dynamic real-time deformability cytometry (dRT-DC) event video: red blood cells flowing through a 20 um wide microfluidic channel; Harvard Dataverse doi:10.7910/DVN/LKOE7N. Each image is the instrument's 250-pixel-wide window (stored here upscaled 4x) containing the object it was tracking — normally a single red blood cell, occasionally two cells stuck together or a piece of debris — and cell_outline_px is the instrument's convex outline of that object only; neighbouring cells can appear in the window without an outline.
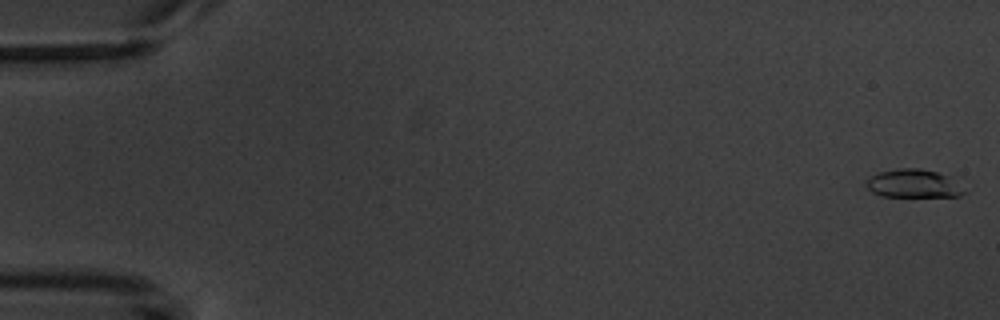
{"species": "common noctule bat (a hibernating species)", "species_latin": "Nyctalus noctula", "temperature_condition": "warm", "stored_images_in_passage": 8, "camera_frame_rate_fps": 3000, "um_per_image_px": 0.085, "animal": {"sex": "male", "body_mass_g": 20.1, "forearm_length_mm": 53.5}, "frame": {"image": 1, "passage_image": 1, "time_ms": 0.0, "image_size_px": [1000, 320], "cell_outline_px": [[968, 192], [960, 196], [880, 196], [872, 192], [868, 188], [868, 180], [872, 176], [880, 172], [896, 168], [920, 168], [936, 172], [948, 176]], "centroid_in_image_um": [77.67, 15.61], "position_along_channel_um": 7.3, "area_um2": 15.9}}
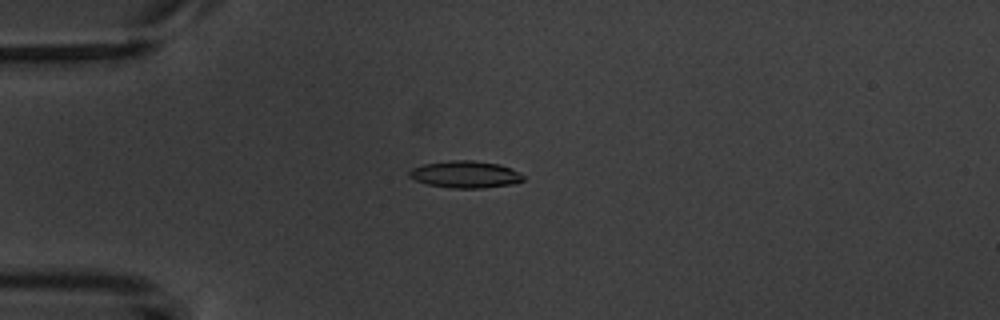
{"frame": {"image": 2, "passage_image": 5, "time_ms": 4.667, "image_size_px": [1000, 320], "cell_outline_px": [[524, 180], [512, 184], [484, 188], [452, 188], [428, 184], [416, 180], [408, 176], [408, 172], [412, 168], [424, 164], [452, 160], [472, 160], [500, 164], [512, 168], [520, 172], [524, 176]], "centroid_in_image_um": [39.58, 14.82], "position_along_channel_um": 45.4, "area_um2": 17.98}}
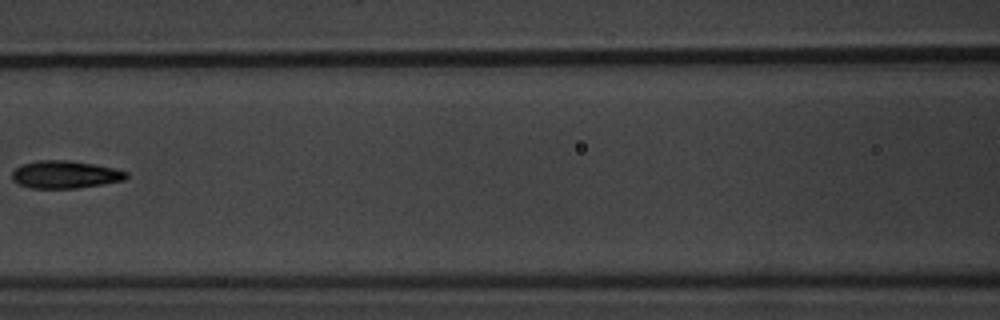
{"frame": {"image": 3, "passage_image": 8, "time_ms": 8.333, "image_size_px": [1000, 320], "cell_outline_px": [[128, 176], [124, 180], [104, 184], [76, 188], [32, 188], [16, 184], [12, 180], [12, 172], [20, 164], [36, 160], [68, 160], [92, 164], [112, 168], [128, 172]], "centroid_in_image_um": [5.49, 14.83], "position_along_channel_um": 161.1, "area_um2": 18.44}}